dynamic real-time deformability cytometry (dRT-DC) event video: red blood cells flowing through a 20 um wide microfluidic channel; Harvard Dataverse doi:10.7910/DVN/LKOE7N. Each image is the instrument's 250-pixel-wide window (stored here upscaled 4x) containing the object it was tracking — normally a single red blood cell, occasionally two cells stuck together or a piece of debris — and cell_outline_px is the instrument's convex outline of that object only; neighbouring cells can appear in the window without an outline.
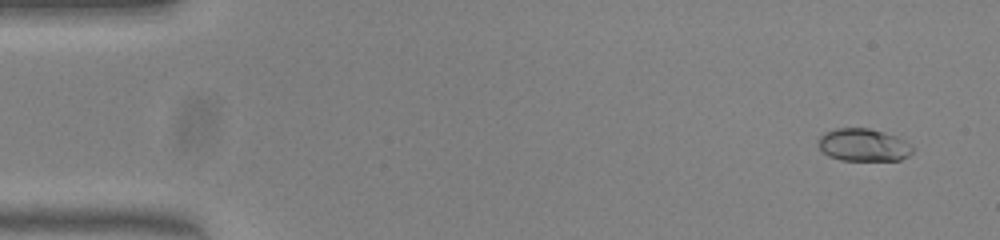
{"species": "common noctule bat (a hibernating species)", "species_latin": "Nyctalus noctula", "temperature_condition": "warm", "stored_images_in_passage": 51, "camera_frame_rate_fps": 3000, "um_per_image_px": 0.085, "animal": {"sex": "female", "body_mass_g": 23.0, "forearm_length_mm": 53.4}, "frame": {"image": 1, "passage_image": 3, "time_ms": 0.667, "image_size_px": [1000, 240], "cell_outline_px": [[912, 152], [908, 156], [900, 160], [840, 160], [828, 156], [816, 144], [816, 140], [824, 132], [836, 128], [868, 128], [884, 132], [896, 136], [912, 144]], "centroid_in_image_um": [73.36, 12.32], "position_along_channel_um": 11.6, "area_um2": 18.09}}
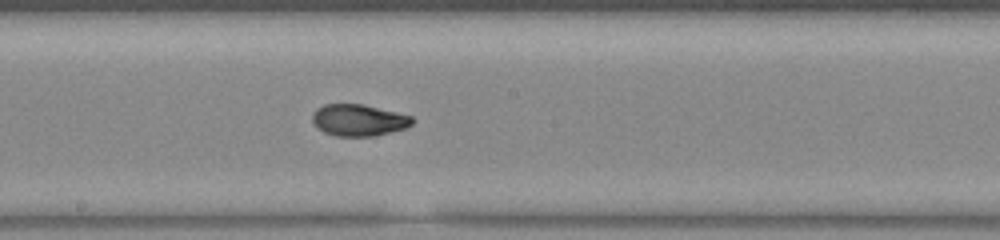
{"frame": {"image": 2, "passage_image": 28, "time_ms": 9.0, "image_size_px": [1000, 240], "cell_outline_px": [[412, 124], [404, 128], [376, 136], [336, 136], [324, 132], [316, 128], [312, 120], [312, 112], [316, 108], [324, 104], [364, 104], [412, 116]], "centroid_in_image_um": [30.43, 10.21], "position_along_channel_um": 217.8, "area_um2": 18.5}}
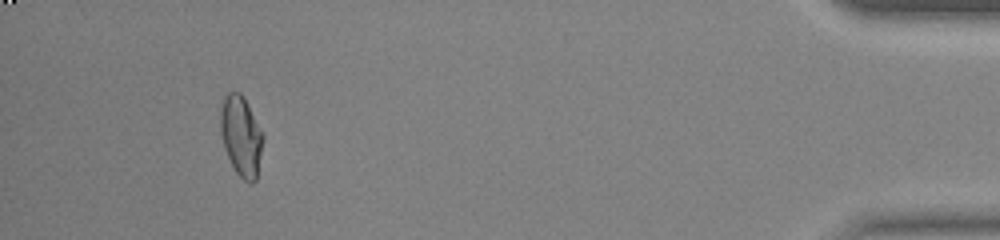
{"frame": {"image": 3, "passage_image": 48, "time_ms": 15.667, "image_size_px": [1000, 240], "cell_outline_px": [[264, 140], [256, 180], [252, 184], [244, 180], [236, 172], [224, 148], [220, 132], [220, 104], [224, 96], [228, 92], [240, 92], [244, 96], [264, 136]], "centroid_in_image_um": [20.49, 11.53], "position_along_channel_um": 414.7, "area_um2": 20.06}, "authors_computed_cell_mechanics": {"area_um2": 18.5538, "velocity_mm_per_s": 3.9999, "shape_relaxation_time_tau1_ms": 7.1785, "shape_relaxation_time_tau2_ms": 0.9786, "deformation_change_tau1": 0.2032, "deformation_change_tau2": 0.0531}}